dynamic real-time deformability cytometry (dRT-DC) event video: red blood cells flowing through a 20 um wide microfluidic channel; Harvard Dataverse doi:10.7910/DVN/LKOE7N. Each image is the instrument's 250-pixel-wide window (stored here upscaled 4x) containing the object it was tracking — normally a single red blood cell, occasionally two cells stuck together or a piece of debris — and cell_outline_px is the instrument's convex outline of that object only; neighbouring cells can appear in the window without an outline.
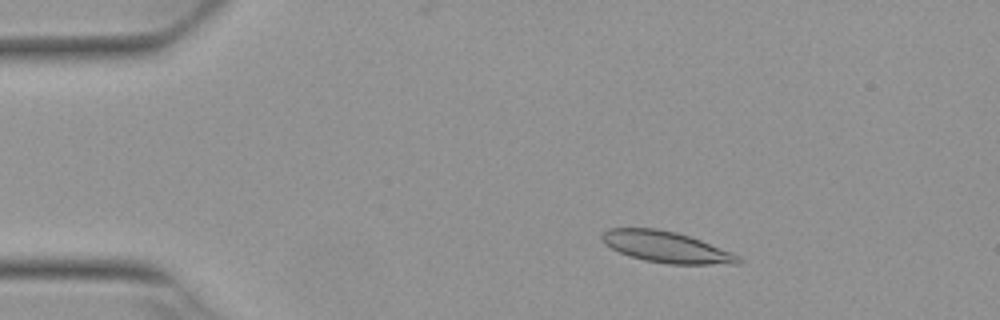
{"species": "Egyptian fruit bat (a non-hibernating species)", "species_latin": "Rousettus aegyptiacus", "temperature_condition": "warm", "stored_images_in_passage": 54, "camera_frame_rate_fps": 3000, "um_per_image_px": 0.085, "animal": {"sex": "female"}, "frame": {"image": 1, "passage_image": 9, "time_ms": 2.667, "image_size_px": [1000, 320], "cell_outline_px": [[744, 260], [740, 264], [668, 264], [644, 260], [620, 252], [604, 244], [600, 236], [608, 228], [656, 228], [676, 232], [700, 240], [732, 252], [740, 256]], "centroid_in_image_um": [56.66, 21.0], "position_along_channel_um": 28.3, "area_um2": 24.68}}
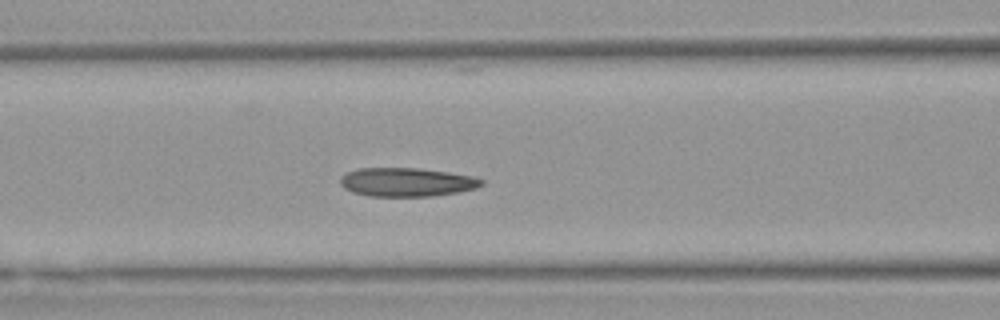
{"frame": {"image": 2, "passage_image": 22, "time_ms": 7.0, "image_size_px": [1000, 320], "cell_outline_px": [[484, 184], [476, 188], [456, 192], [432, 196], [368, 196], [352, 192], [344, 188], [340, 184], [340, 176], [348, 172], [360, 168], [416, 168], [448, 172], [472, 176], [484, 180]], "centroid_in_image_um": [34.55, 15.48], "position_along_channel_um": 132.1, "area_um2": 23.58}}
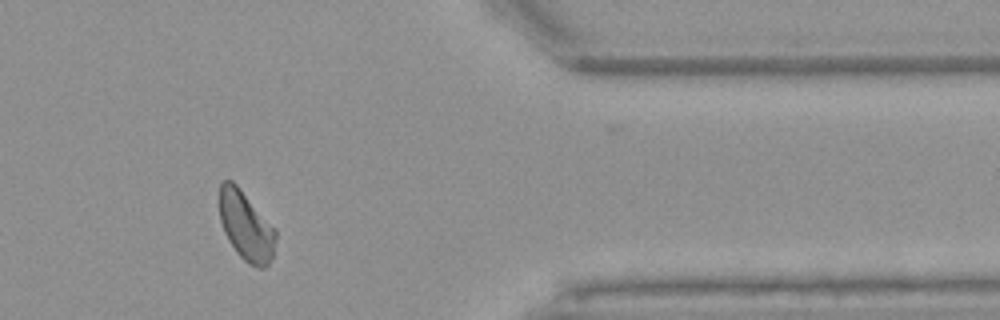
{"frame": {"image": 3, "passage_image": 44, "time_ms": 14.333, "image_size_px": [1000, 320], "cell_outline_px": [[276, 240], [272, 256], [268, 264], [264, 268], [256, 268], [248, 264], [236, 252], [228, 240], [224, 232], [220, 220], [220, 184], [224, 180], [232, 180], [240, 188], [276, 228]], "centroid_in_image_um": [20.92, 19.22], "position_along_channel_um": 390.5, "area_um2": 22.77}, "authors_computed_cell_mechanics": {"area_um2": 23.4957, "velocity_mm_per_s": 3.8345, "shape_relaxation_time_tau1_ms": 6.8307, "shape_relaxation_time_tau2_ms": 3.7687, "deformation_change_tau1": 0.1533, "deformation_change_tau2": 0.0939}}